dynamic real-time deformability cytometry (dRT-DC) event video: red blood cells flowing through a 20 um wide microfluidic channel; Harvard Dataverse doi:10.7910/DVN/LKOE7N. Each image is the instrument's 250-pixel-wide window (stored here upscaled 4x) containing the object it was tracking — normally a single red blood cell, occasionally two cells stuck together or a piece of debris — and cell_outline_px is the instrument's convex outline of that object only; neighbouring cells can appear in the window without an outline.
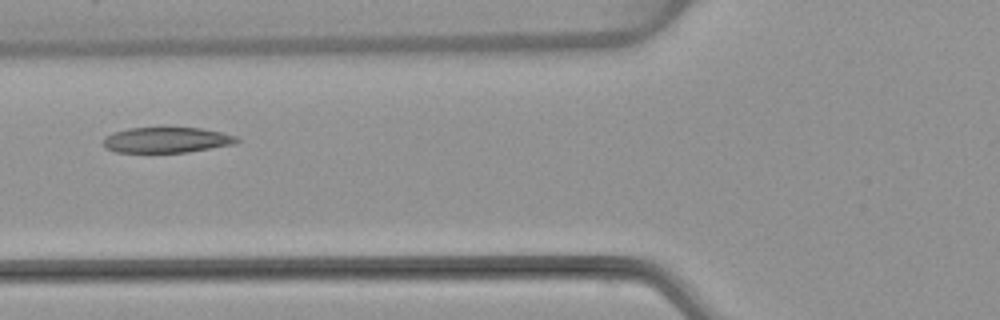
{"species": "common noctule bat (a hibernating species)", "species_latin": "Nyctalus noctula", "temperature_condition": "warm", "stored_images_in_passage": 5, "camera_frame_rate_fps": 3000, "um_per_image_px": 0.085, "animal": {"sex": "female", "body_mass_g": 22.7, "forearm_length_mm": 54.2}, "frame": {"image": 1, "passage_image": 5, "time_ms": 4.667, "image_size_px": [1000, 320], "cell_outline_px": [[240, 140], [236, 144], [188, 152], [116, 152], [104, 148], [104, 136], [112, 132], [128, 128], [164, 124], [200, 128], [220, 132], [236, 136]], "centroid_in_image_um": [14.14, 11.84], "position_along_channel_um": 111.7, "area_um2": 20.92}}